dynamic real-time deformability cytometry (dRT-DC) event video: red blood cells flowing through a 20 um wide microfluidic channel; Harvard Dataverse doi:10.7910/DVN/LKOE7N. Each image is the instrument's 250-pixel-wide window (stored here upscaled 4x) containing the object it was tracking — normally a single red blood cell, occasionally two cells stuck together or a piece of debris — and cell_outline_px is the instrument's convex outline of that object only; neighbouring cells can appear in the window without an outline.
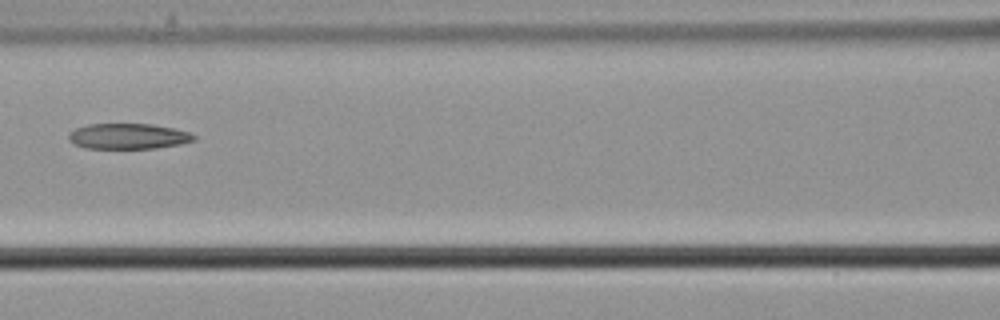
{"species": "common noctule bat (a hibernating species)", "species_latin": "Nyctalus noctula", "temperature_condition": "cold", "stored_images_in_passage": 9, "camera_frame_rate_fps": 3000, "um_per_image_px": 0.085, "animal": {"sex": "male", "body_mass_g": 21.5, "forearm_length_mm": 52.0}, "frame": {"image": 1, "passage_image": 6, "time_ms": 1.667, "image_size_px": [1000, 320], "cell_outline_px": [[196, 140], [180, 144], [156, 148], [84, 148], [72, 144], [68, 140], [68, 132], [76, 128], [88, 124], [152, 124], [172, 128], [188, 132], [196, 136]], "centroid_in_image_um": [10.85, 11.58], "position_along_channel_um": 155.7, "area_um2": 18.73}}
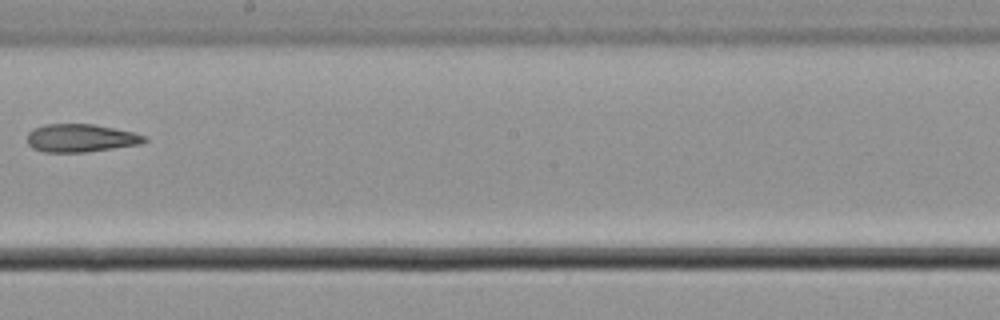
{"frame": {"image": 2, "passage_image": 8, "time_ms": 2.333, "image_size_px": [1000, 320], "cell_outline_px": [[148, 140], [140, 144], [88, 152], [44, 152], [32, 148], [28, 144], [28, 132], [32, 128], [44, 124], [92, 124], [136, 132], [148, 136]], "centroid_in_image_um": [6.88, 11.73], "position_along_channel_um": 241.3, "area_um2": 19.36}}
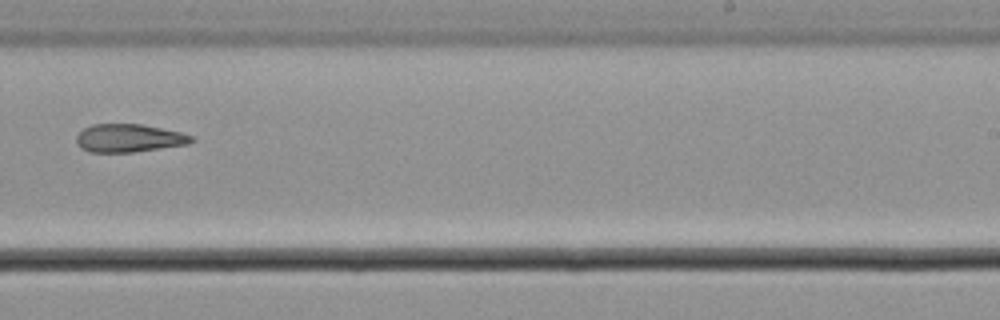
{"frame": {"image": 3, "passage_image": 9, "time_ms": 2.667, "image_size_px": [1000, 320], "cell_outline_px": [[196, 140], [188, 144], [132, 152], [88, 152], [80, 148], [76, 144], [76, 136], [84, 128], [92, 124], [140, 124], [180, 132], [192, 136]], "centroid_in_image_um": [10.92, 11.74], "position_along_channel_um": 278.1, "area_um2": 18.79}}